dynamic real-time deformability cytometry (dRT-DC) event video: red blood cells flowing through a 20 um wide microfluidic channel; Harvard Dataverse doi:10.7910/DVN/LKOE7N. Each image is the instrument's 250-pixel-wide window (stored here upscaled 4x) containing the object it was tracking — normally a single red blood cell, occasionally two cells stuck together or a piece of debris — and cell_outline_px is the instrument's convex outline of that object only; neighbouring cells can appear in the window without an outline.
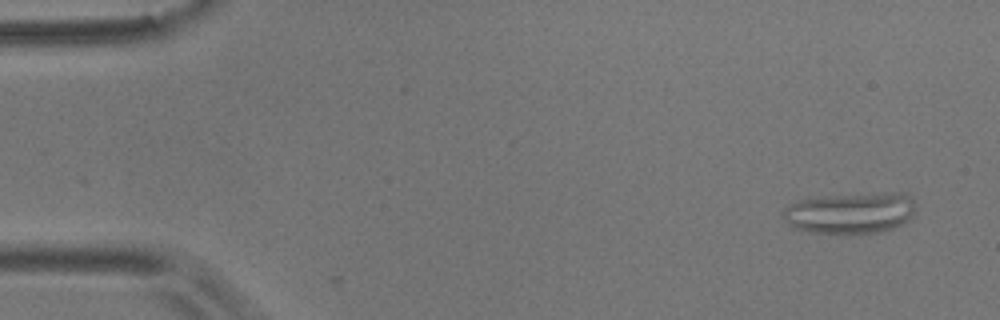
{"species": "common noctule bat (a hibernating species)", "species_latin": "Nyctalus noctula", "temperature_condition": "room temperature", "stored_images_in_passage": 2, "camera_frame_rate_fps": 3000, "um_per_image_px": 0.085, "animal": {"sex": "male", "body_mass_g": 17.9}, "frame": {"image": 1, "passage_image": 2, "time_ms": 0.333, "image_size_px": [1000, 320], "cell_outline_px": [[912, 216], [904, 224], [880, 232], [808, 232], [796, 228], [788, 224], [780, 216], [784, 208], [788, 204], [796, 200], [808, 196], [884, 192], [900, 192], [912, 196]], "centroid_in_image_um": [72.2, 18.05], "position_along_channel_um": 12.8, "area_um2": 32.19}}